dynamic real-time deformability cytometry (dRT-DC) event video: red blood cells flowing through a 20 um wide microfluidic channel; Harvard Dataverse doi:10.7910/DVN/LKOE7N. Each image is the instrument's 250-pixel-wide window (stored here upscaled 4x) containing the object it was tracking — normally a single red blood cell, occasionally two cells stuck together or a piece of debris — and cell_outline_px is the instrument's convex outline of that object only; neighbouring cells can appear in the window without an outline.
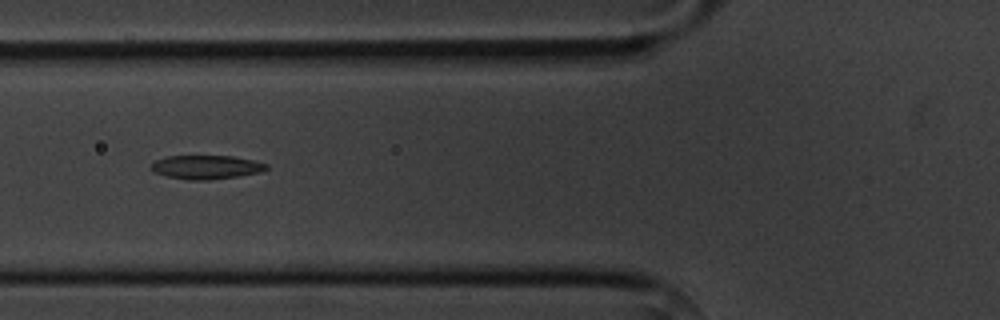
{"species": "common noctule bat (a hibernating species)", "species_latin": "Nyctalus noctula", "temperature_condition": "cold", "stored_images_in_passage": 13, "camera_frame_rate_fps": 3000, "um_per_image_px": 0.085, "animal": {"sex": "male", "body_mass_g": 20.1, "forearm_length_mm": 53.5}, "frame": {"image": 1, "passage_image": 4, "time_ms": 3.667, "image_size_px": [1000, 320], "cell_outline_px": [[268, 168], [260, 172], [236, 176], [208, 180], [188, 180], [164, 176], [152, 172], [152, 164], [156, 160], [168, 156], [232, 156], [252, 160], [268, 164]], "centroid_in_image_um": [17.5, 14.21], "position_along_channel_um": 108.3, "area_um2": 15.9}}
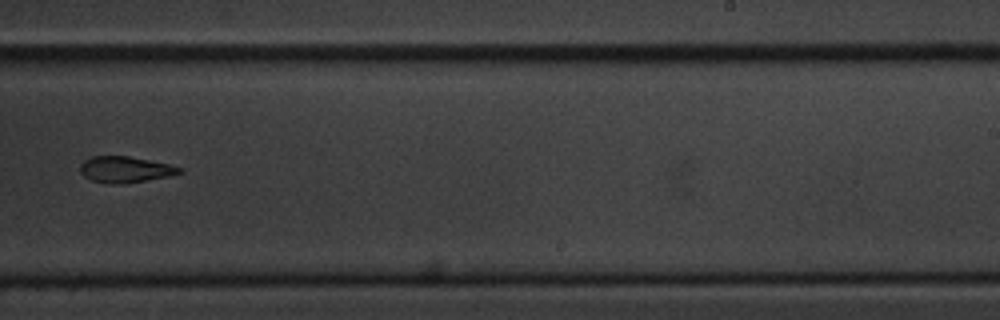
{"frame": {"image": 2, "passage_image": 8, "time_ms": 8.333, "image_size_px": [1000, 320], "cell_outline_px": [[184, 172], [168, 176], [120, 184], [116, 184], [92, 180], [84, 176], [80, 172], [80, 164], [84, 160], [92, 156], [128, 156], [168, 164], [184, 168]], "centroid_in_image_um": [10.64, 14.39], "position_along_channel_um": 278.4, "area_um2": 14.91}}
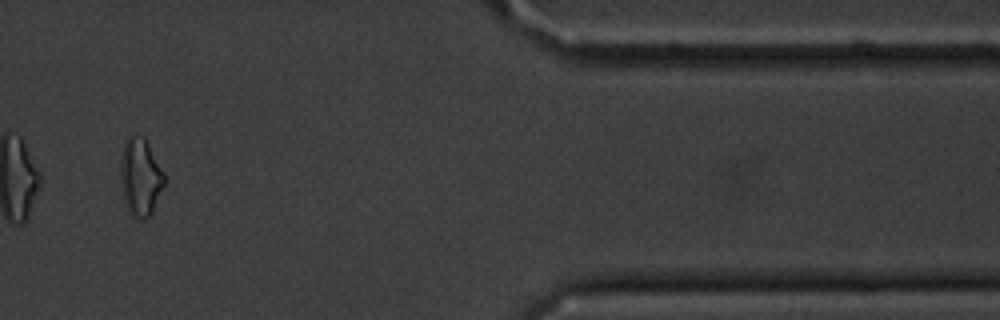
{"frame": {"image": 3, "passage_image": 11, "time_ms": 12.667, "image_size_px": [1000, 320], "cell_outline_px": [[164, 188], [152, 212], [144, 220], [132, 216], [128, 212], [124, 204], [120, 180], [120, 160], [124, 144], [128, 136], [132, 132], [144, 140], [148, 144], [164, 176]], "centroid_in_image_um": [11.89, 15.09], "position_along_channel_um": 399.5, "area_um2": 19.77}, "authors_computed_cell_mechanics": {"area_um2": 16.5886, "velocity_mm_per_s": 3.6383, "shape_relaxation_time_tau1_ms": 4.106, "shape_relaxation_time_tau2_ms": null, "deformation_change_tau1": 0.1149, "deformation_change_tau2": null}}